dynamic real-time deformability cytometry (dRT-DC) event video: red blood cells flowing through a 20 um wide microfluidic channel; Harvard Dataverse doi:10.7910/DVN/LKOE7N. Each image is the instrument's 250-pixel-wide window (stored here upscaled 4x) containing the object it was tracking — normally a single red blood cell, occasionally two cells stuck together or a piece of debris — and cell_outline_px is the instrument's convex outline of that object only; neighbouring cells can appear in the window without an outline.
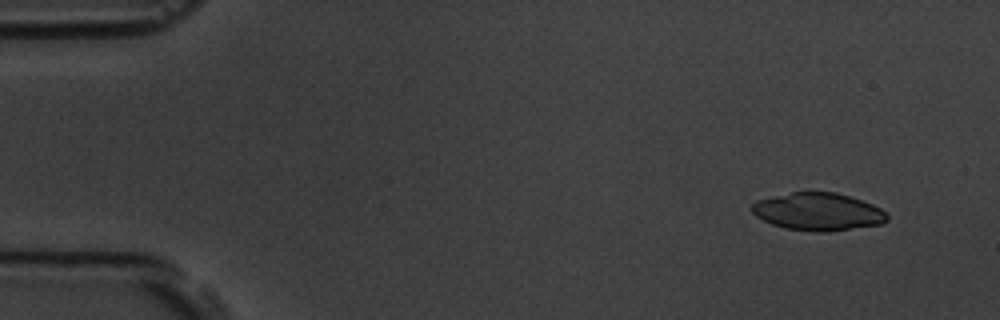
{"species": "common noctule bat (a hibernating species)", "species_latin": "Nyctalus noctula", "temperature_condition": "room temperature", "stored_images_in_passage": 6, "camera_frame_rate_fps": 3000, "um_per_image_px": 0.085, "animal": {"sex": "male", "body_mass_g": 19.5, "forearm_length_mm": 54.6}, "frame": {"image": 1, "passage_image": 2, "time_ms": 1.333, "image_size_px": [1000, 320], "cell_outline_px": [[888, 220], [880, 224], [824, 232], [816, 232], [784, 228], [772, 224], [756, 216], [752, 212], [752, 204], [756, 200], [792, 192], [836, 192], [872, 204], [880, 208], [888, 216]], "centroid_in_image_um": [69.51, 17.99], "position_along_channel_um": 15.5, "area_um2": 29.36}}